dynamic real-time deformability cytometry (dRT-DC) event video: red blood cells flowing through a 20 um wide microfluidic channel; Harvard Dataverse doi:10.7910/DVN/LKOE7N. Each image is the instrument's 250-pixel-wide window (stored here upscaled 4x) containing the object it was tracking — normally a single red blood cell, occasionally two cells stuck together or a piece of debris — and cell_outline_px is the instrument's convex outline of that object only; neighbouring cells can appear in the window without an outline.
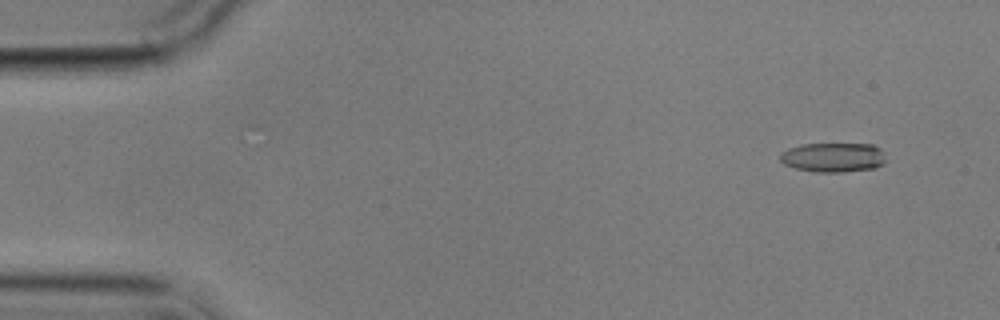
{"species": "common noctule bat (a hibernating species)", "species_latin": "Nyctalus noctula", "temperature_condition": "cold", "stored_images_in_passage": 4, "camera_frame_rate_fps": 3000, "um_per_image_px": 0.085, "animal": {"sex": "male", "body_mass_g": 17.9}, "frame": {"image": 1, "passage_image": 1, "time_ms": 0.0, "image_size_px": [1000, 320], "cell_outline_px": [[884, 160], [880, 164], [872, 168], [840, 172], [812, 172], [796, 168], [784, 164], [780, 160], [780, 152], [788, 148], [800, 144], [872, 144], [880, 148], [884, 152]], "centroid_in_image_um": [70.77, 13.36], "position_along_channel_um": 14.2, "area_um2": 18.09}}
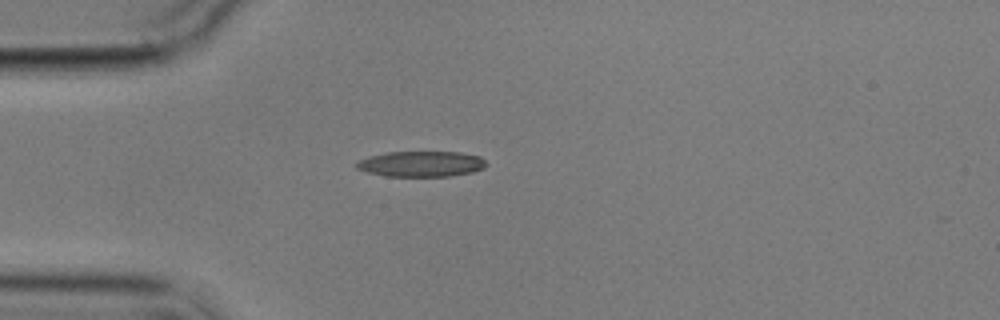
{"frame": {"image": 2, "passage_image": 3, "time_ms": 3.667, "image_size_px": [1000, 320], "cell_outline_px": [[488, 164], [484, 168], [472, 172], [448, 176], [384, 176], [368, 172], [356, 168], [356, 160], [368, 156], [388, 152], [460, 152], [480, 156]], "centroid_in_image_um": [35.79, 13.93], "position_along_channel_um": 49.2, "area_um2": 19.42}}